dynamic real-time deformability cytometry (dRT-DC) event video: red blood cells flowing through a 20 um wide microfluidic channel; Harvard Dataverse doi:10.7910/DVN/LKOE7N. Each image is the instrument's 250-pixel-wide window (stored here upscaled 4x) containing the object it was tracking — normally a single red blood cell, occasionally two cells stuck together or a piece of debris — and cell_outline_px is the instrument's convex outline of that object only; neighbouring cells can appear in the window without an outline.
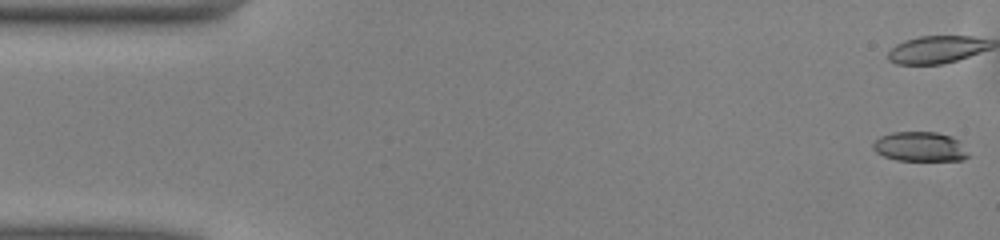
{"species": "common noctule bat (a hibernating species)", "species_latin": "Nyctalus noctula", "temperature_condition": "warm", "stored_images_in_passage": 50, "camera_frame_rate_fps": 3000, "um_per_image_px": 0.085, "animal": {"sex": "male", "body_mass_g": 13.0, "forearm_length_mm": 53.1}, "frame": {"image": 1, "passage_image": 1, "time_ms": 0.0, "image_size_px": [1000, 240], "cell_outline_px": [[968, 156], [964, 160], [896, 160], [884, 156], [876, 152], [872, 148], [872, 144], [880, 136], [892, 132], [936, 132], [952, 136], [960, 140], [968, 152]], "centroid_in_image_um": [78.21, 12.46], "position_along_channel_um": 6.8, "area_um2": 16.53}}